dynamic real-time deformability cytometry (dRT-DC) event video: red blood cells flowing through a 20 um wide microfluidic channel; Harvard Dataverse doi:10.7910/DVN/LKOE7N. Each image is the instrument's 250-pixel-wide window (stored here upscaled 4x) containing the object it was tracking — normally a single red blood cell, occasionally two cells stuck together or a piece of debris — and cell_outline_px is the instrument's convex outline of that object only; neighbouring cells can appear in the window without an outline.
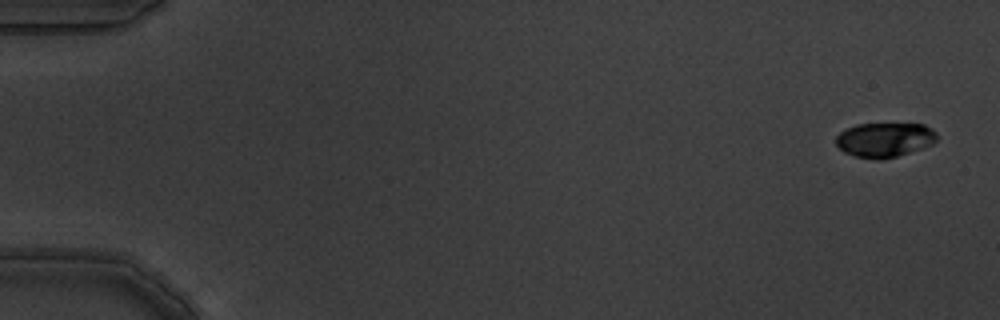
{"species": "common noctule bat (a hibernating species)", "species_latin": "Nyctalus noctula", "temperature_condition": "warm", "stored_images_in_passage": 5, "camera_frame_rate_fps": 3000, "um_per_image_px": 0.085, "animal": {"sex": "male", "body_mass_g": 19.5, "forearm_length_mm": 54.6}, "frame": {"image": 1, "passage_image": 1, "time_ms": 0.0, "image_size_px": [1000, 320], "cell_outline_px": [[936, 140], [932, 144], [896, 156], [880, 160], [856, 156], [844, 152], [836, 144], [836, 136], [840, 132], [856, 124], [924, 124], [932, 128], [936, 132]], "centroid_in_image_um": [75.18, 11.87], "position_along_channel_um": 9.8, "area_um2": 20.06}}
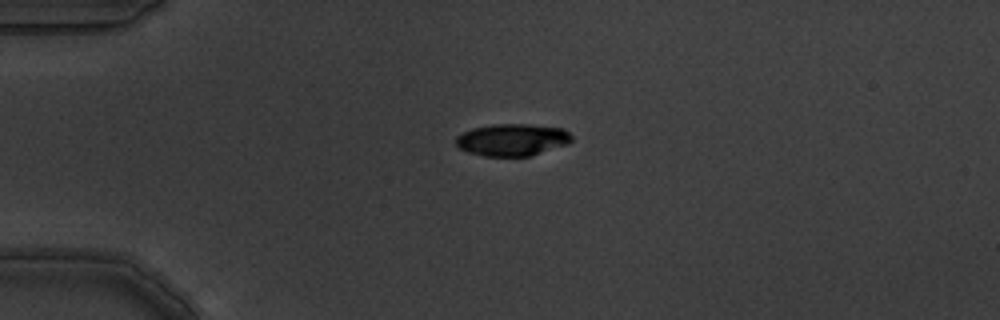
{"frame": {"image": 2, "passage_image": 4, "time_ms": 1.0, "image_size_px": [1000, 320], "cell_outline_px": [[572, 140], [568, 144], [532, 156], [484, 156], [468, 152], [460, 148], [456, 144], [456, 136], [472, 128], [492, 124], [532, 124], [564, 128], [572, 136]], "centroid_in_image_um": [43.57, 11.88], "position_along_channel_um": 41.4, "area_um2": 21.85}}